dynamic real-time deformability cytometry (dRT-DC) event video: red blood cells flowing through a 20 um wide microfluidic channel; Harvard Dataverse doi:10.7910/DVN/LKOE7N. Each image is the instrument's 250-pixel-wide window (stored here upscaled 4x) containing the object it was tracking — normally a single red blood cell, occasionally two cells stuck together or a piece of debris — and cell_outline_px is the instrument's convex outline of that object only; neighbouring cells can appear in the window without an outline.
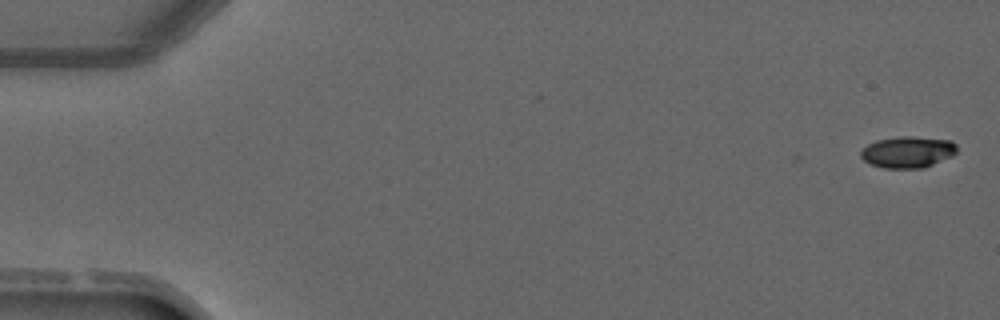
{"species": "common noctule bat (a hibernating species)", "species_latin": "Nyctalus noctula", "temperature_condition": "warm", "stored_images_in_passage": 4, "camera_frame_rate_fps": 3000, "um_per_image_px": 0.085, "animal": {"sex": "male", "forearm_length_mm": 52.5}, "frame": {"image": 1, "passage_image": 1, "time_ms": 0.0, "image_size_px": [1000, 320], "cell_outline_px": [[956, 152], [952, 156], [924, 168], [884, 168], [868, 164], [860, 156], [860, 152], [868, 144], [876, 140], [900, 136], [912, 136], [952, 140], [956, 144]], "centroid_in_image_um": [77.15, 12.92], "position_along_channel_um": 7.8, "area_um2": 17.74}}